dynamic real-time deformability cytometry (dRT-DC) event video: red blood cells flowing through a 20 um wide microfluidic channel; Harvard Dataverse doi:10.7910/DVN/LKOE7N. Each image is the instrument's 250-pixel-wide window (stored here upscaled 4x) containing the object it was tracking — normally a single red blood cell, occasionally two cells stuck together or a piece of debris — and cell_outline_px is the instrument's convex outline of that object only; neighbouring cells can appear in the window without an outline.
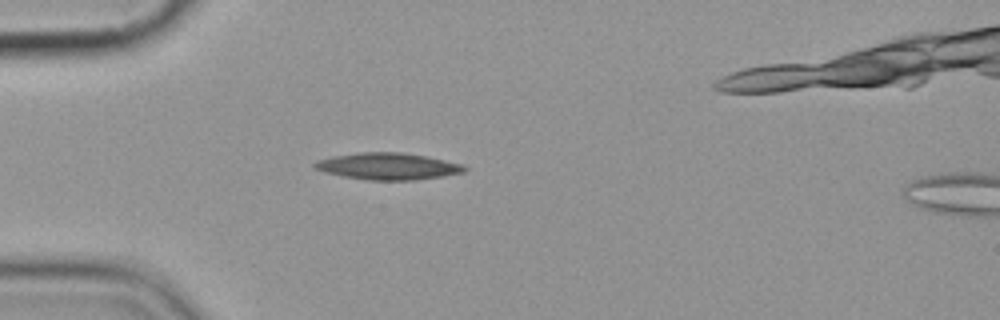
{"species": "common noctule bat (a hibernating species)", "species_latin": "Nyctalus noctula", "temperature_condition": "cold", "stored_images_in_passage": 2, "camera_frame_rate_fps": 3000, "um_per_image_px": 0.085, "animal": {"sex": "female", "body_mass_g": 19.9}, "frame": {"image": 1, "passage_image": 1, "time_ms": 0.0, "image_size_px": [1000, 320], "cell_outline_px": [[468, 168], [464, 172], [444, 176], [416, 180], [368, 180], [344, 176], [324, 172], [312, 168], [312, 164], [316, 160], [332, 156], [360, 152], [400, 152], [424, 156], [464, 164]], "centroid_in_image_um": [32.95, 14.13], "position_along_channel_um": 52.1, "area_um2": 23.47}}